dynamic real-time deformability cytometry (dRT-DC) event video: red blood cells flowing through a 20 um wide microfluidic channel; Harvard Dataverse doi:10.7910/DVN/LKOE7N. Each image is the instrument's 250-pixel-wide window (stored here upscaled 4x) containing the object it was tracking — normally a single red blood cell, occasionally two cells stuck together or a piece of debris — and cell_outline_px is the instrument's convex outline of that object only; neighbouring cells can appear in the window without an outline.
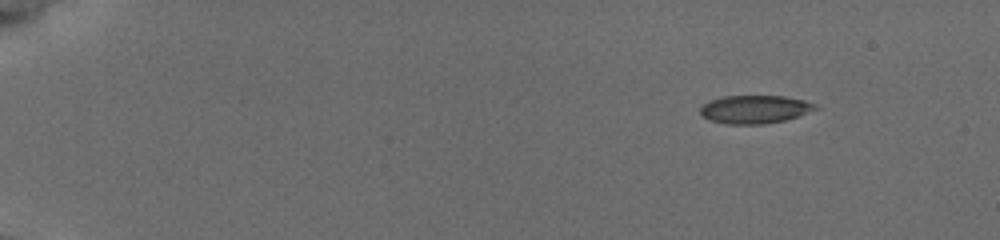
{"species": "common noctule bat (a hibernating species)", "species_latin": "Nyctalus noctula", "temperature_condition": "cold", "stored_images_in_passage": 49, "camera_frame_rate_fps": 3000, "um_per_image_px": 0.085, "animal": {"sex": "female", "body_mass_g": 19.5, "forearm_length_mm": 54.1}, "frame": {"image": 1, "passage_image": 1, "time_ms": 0.0, "image_size_px": [1000, 240], "cell_outline_px": [[820, 108], [784, 120], [764, 124], [724, 124], [708, 120], [700, 116], [700, 108], [704, 104], [712, 100], [724, 96], [784, 96], [804, 100], [816, 104]], "centroid_in_image_um": [64.13, 9.3], "position_along_channel_um": 20.9, "area_um2": 18.9}}
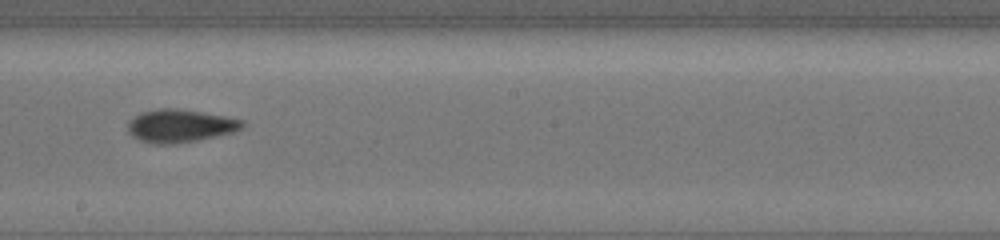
{"frame": {"image": 2, "passage_image": 28, "time_ms": 9.0, "image_size_px": [1000, 240], "cell_outline_px": [[244, 124], [240, 128], [232, 132], [216, 136], [176, 144], [152, 144], [140, 140], [132, 136], [128, 132], [128, 124], [136, 116], [144, 112], [160, 108], [172, 108], [200, 112], [224, 116], [244, 120]], "centroid_in_image_um": [15.29, 10.71], "position_along_channel_um": 232.9, "area_um2": 21.56}}
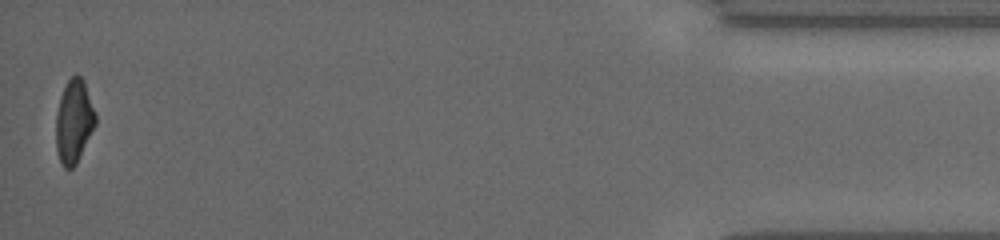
{"frame": {"image": 3, "passage_image": 49, "time_ms": 16.0, "image_size_px": [1000, 240], "cell_outline_px": [[96, 124], [76, 164], [72, 168], [64, 168], [60, 160], [56, 148], [56, 112], [60, 96], [68, 80], [76, 72], [84, 80], [96, 112]], "centroid_in_image_um": [6.29, 10.28], "position_along_channel_um": 428.9, "area_um2": 19.31}, "authors_computed_cell_mechanics": {"area_um2": 20.4034, "velocity_mm_per_s": 3.8458, "shape_relaxation_time_tau1_ms": 6.4034, "shape_relaxation_time_tau2_ms": 6.9893, "deformation_change_tau1": 0.1594, "deformation_change_tau2": 0.1058}}